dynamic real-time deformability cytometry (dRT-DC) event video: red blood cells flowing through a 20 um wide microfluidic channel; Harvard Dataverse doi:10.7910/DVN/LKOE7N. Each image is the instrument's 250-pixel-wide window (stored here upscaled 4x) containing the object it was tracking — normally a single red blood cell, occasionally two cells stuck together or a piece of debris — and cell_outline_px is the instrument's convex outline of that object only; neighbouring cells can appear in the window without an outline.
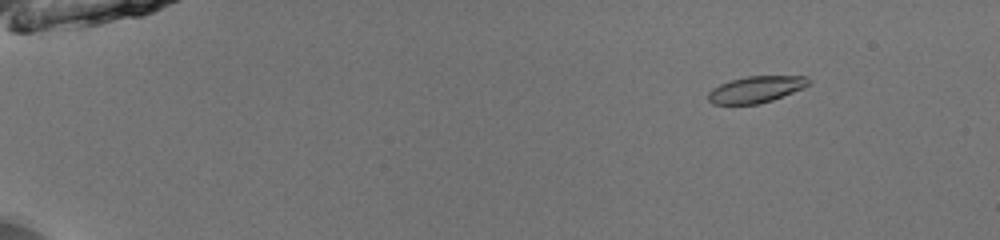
{"species": "common noctule bat (a hibernating species)", "species_latin": "Nyctalus noctula", "temperature_condition": "room temperature", "stored_images_in_passage": 53, "camera_frame_rate_fps": 3000, "um_per_image_px": 0.085, "animal": {"sex": "male", "body_mass_g": 13.0, "forearm_length_mm": 53.1}, "frame": {"image": 1, "passage_image": 8, "time_ms": 2.333, "image_size_px": [1000, 240], "cell_outline_px": [[812, 80], [804, 88], [772, 100], [760, 104], [712, 104], [708, 100], [708, 92], [712, 88], [720, 84], [732, 80], [748, 76], [804, 76]], "centroid_in_image_um": [64.25, 7.6], "position_along_channel_um": 20.7, "area_um2": 15.49}}
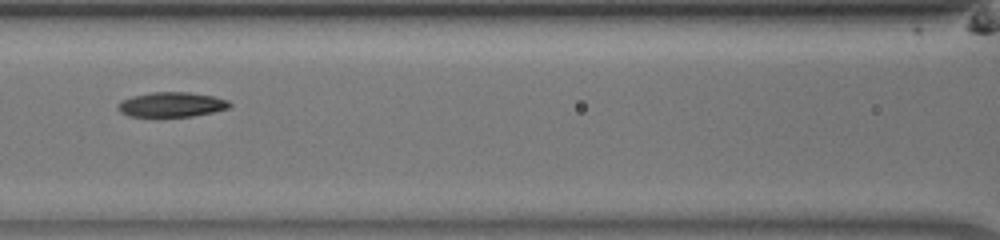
{"frame": {"image": 2, "passage_image": 27, "time_ms": 8.667, "image_size_px": [1000, 240], "cell_outline_px": [[232, 104], [228, 108], [212, 112], [192, 116], [128, 116], [120, 112], [116, 108], [120, 100], [132, 96], [152, 92], [188, 92], [212, 96], [228, 100]], "centroid_in_image_um": [14.55, 8.88], "position_along_channel_um": 152.1, "area_um2": 16.07}}
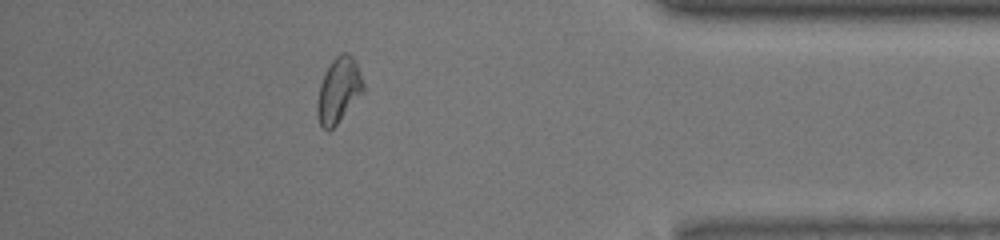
{"frame": {"image": 3, "passage_image": 48, "time_ms": 15.667, "image_size_px": [1000, 240], "cell_outline_px": [[364, 92], [336, 124], [328, 132], [320, 128], [316, 112], [316, 104], [320, 84], [332, 60], [340, 52], [348, 52], [356, 60], [364, 84]], "centroid_in_image_um": [28.78, 7.68], "position_along_channel_um": 406.4, "area_um2": 17.63}, "authors_computed_cell_mechanics": {"area_um2": 16.4152, "velocity_mm_per_s": 3.9985, "shape_relaxation_time_tau1_ms": 4.5379, "shape_relaxation_time_tau2_ms": 7.7162, "deformation_change_tau1": 0.147, "deformation_change_tau2": 0.1337}}